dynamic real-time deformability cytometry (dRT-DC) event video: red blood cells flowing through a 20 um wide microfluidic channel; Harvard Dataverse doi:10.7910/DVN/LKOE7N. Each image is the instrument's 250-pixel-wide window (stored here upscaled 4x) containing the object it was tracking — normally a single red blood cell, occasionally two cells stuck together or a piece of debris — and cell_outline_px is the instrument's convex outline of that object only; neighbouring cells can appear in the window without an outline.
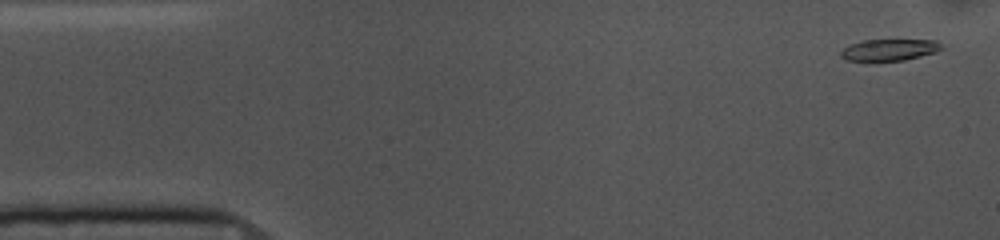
{"species": "common noctule bat (a hibernating species)", "species_latin": "Nyctalus noctula", "temperature_condition": "cold", "stored_images_in_passage": 53, "camera_frame_rate_fps": 3000, "um_per_image_px": 0.085, "animal": {"sex": "female", "body_mass_g": 10.0, "forearm_length_mm": 53.1}, "frame": {"image": 1, "passage_image": 2, "time_ms": 0.333, "image_size_px": [1000, 240], "cell_outline_px": [[944, 48], [936, 52], [904, 60], [848, 60], [840, 56], [840, 52], [848, 44], [864, 40], [936, 40], [944, 44]], "centroid_in_image_um": [75.64, 4.22], "position_along_channel_um": 9.4, "area_um2": 12.6}}
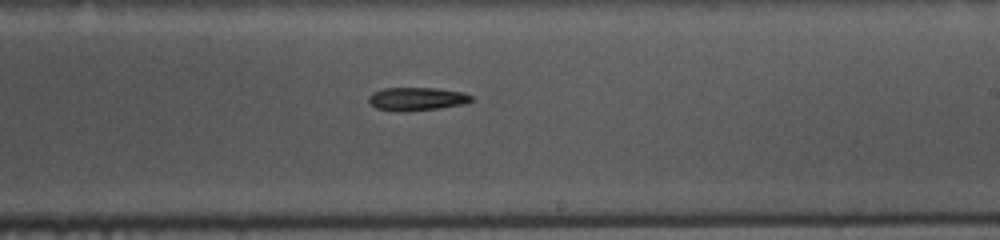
{"frame": {"image": 2, "passage_image": 30, "time_ms": 9.667, "image_size_px": [1000, 240], "cell_outline_px": [[472, 100], [464, 104], [440, 108], [376, 108], [368, 104], [368, 96], [372, 92], [384, 88], [440, 88], [464, 92], [472, 96]], "centroid_in_image_um": [35.46, 8.34], "position_along_channel_um": 253.5, "area_um2": 13.18}}
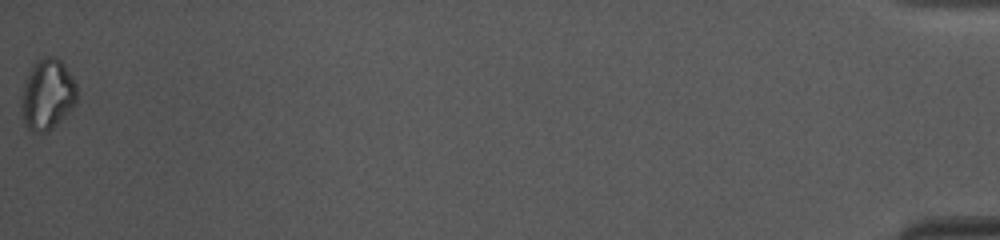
{"frame": {"image": 3, "passage_image": 53, "time_ms": 17.333, "image_size_px": [1000, 240], "cell_outline_px": [[76, 100], [68, 112], [48, 132], [32, 132], [24, 124], [20, 112], [20, 108], [24, 84], [32, 64], [36, 60], [44, 56], [56, 56], [64, 64], [72, 76], [76, 84]], "centroid_in_image_um": [4.0, 8.02], "position_along_channel_um": 431.2, "area_um2": 22.95}}